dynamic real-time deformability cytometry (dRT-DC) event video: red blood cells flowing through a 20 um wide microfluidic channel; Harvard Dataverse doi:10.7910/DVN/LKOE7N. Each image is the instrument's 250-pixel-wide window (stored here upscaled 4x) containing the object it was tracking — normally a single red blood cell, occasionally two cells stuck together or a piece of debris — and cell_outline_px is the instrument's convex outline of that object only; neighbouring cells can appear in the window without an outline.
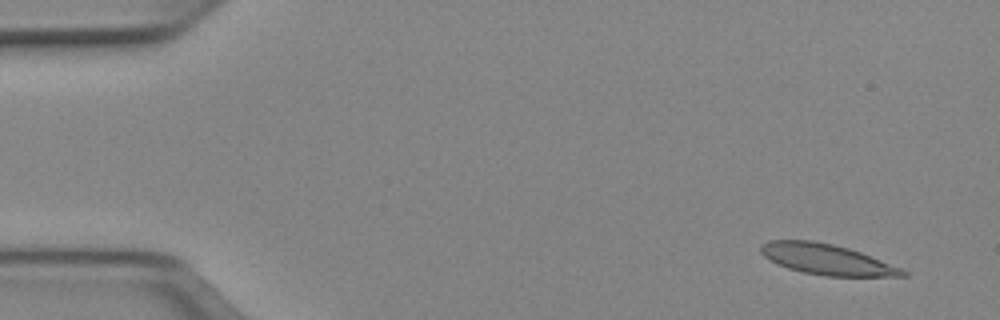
{"species": "Egyptian fruit bat (a non-hibernating species)", "species_latin": "Rousettus aegyptiacus", "temperature_condition": "cold", "stored_images_in_passage": 5, "camera_frame_rate_fps": 3000, "um_per_image_px": 0.085, "animal": {"sex": "female"}, "frame": {"image": 1, "passage_image": 1, "time_ms": 0.0, "image_size_px": [1000, 320], "cell_outline_px": [[908, 276], [824, 276], [804, 272], [788, 268], [764, 256], [760, 252], [760, 244], [768, 240], [812, 240], [832, 244], [848, 248], [860, 252], [900, 268], [908, 272]], "centroid_in_image_um": [70.24, 22.04], "position_along_channel_um": 14.8, "area_um2": 24.97}}
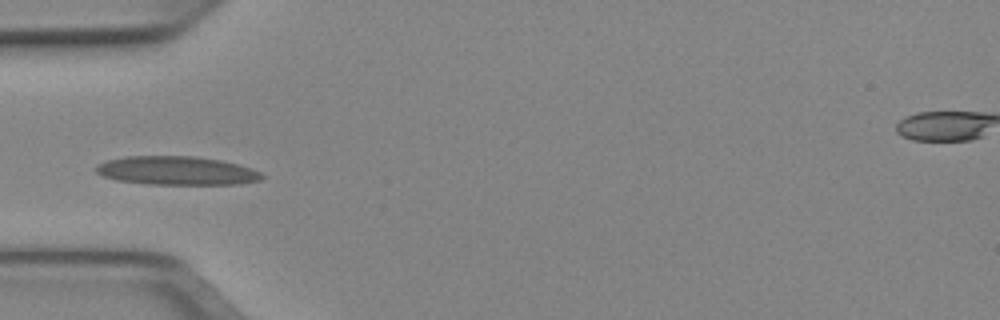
{"frame": {"image": 2, "passage_image": 4, "time_ms": 1.0, "image_size_px": [1000, 320], "cell_outline_px": [[264, 176], [260, 180], [240, 184], [148, 184], [116, 180], [104, 176], [96, 172], [92, 168], [96, 164], [108, 160], [124, 156], [196, 156], [220, 160], [236, 164], [260, 172]], "centroid_in_image_um": [14.95, 14.5], "position_along_channel_um": 70.0, "area_um2": 27.69}}
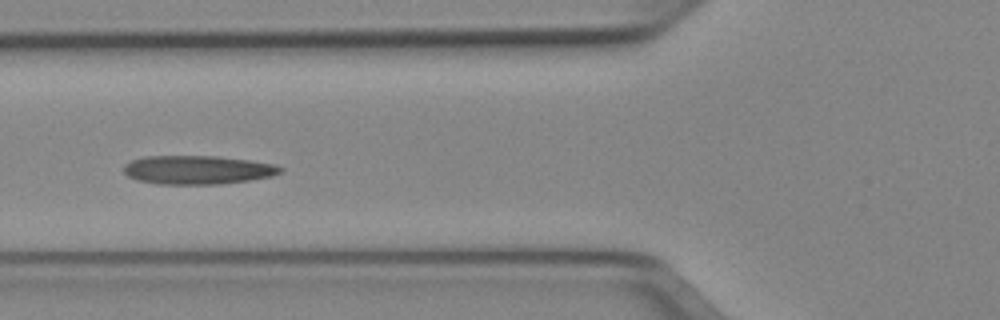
{"frame": {"image": 3, "passage_image": 5, "time_ms": 1.333, "image_size_px": [1000, 320], "cell_outline_px": [[284, 172], [272, 176], [248, 180], [220, 184], [156, 184], [136, 180], [128, 176], [124, 172], [124, 164], [132, 160], [144, 156], [216, 156], [248, 160], [276, 164], [284, 168]], "centroid_in_image_um": [16.8, 14.44], "position_along_channel_um": 109.0, "area_um2": 26.36}}